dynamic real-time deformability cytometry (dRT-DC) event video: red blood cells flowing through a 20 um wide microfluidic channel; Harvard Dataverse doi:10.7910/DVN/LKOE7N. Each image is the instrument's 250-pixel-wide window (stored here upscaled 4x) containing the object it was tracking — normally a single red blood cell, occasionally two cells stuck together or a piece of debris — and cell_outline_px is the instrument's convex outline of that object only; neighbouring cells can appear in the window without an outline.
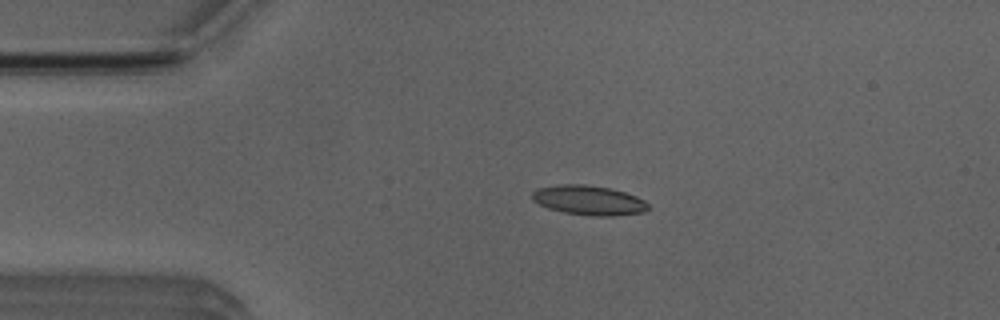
{"species": "Egyptian fruit bat (a non-hibernating species)", "species_latin": "Rousettus aegyptiacus", "temperature_condition": "room temperature", "stored_images_in_passage": 4, "camera_frame_rate_fps": 3000, "um_per_image_px": 0.085, "animal": {"sex": "male"}, "frame": {"image": 1, "passage_image": 3, "time_ms": 2.333, "image_size_px": [1000, 320], "cell_outline_px": [[648, 208], [644, 212], [616, 216], [588, 216], [564, 212], [548, 208], [532, 200], [532, 192], [536, 188], [560, 184], [584, 184], [612, 188], [636, 196], [644, 200], [648, 204]], "centroid_in_image_um": [50.04, 17.02], "position_along_channel_um": 35.0, "area_um2": 20.17}}